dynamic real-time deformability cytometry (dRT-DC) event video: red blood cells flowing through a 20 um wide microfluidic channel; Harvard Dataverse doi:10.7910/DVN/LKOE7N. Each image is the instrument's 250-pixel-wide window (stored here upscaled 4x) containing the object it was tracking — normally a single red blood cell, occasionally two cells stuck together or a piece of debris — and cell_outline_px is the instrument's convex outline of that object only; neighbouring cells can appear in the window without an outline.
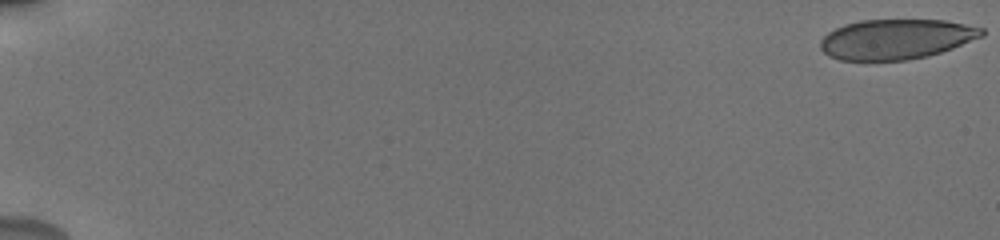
{"species": "human", "species_latin": "Homo sapiens", "temperature_condition": "cold", "stored_images_in_passage": 55, "camera_frame_rate_fps": 3000, "um_per_image_px": 0.085, "donor": {"sex": "male"}, "frame": {"image": 1, "passage_image": 1, "time_ms": 0.0, "image_size_px": [1000, 240], "cell_outline_px": [[984, 36], [952, 48], [928, 56], [908, 60], [840, 60], [828, 56], [820, 48], [820, 40], [828, 32], [844, 24], [860, 20], [944, 20], [984, 28]], "centroid_in_image_um": [76.16, 3.33], "position_along_channel_um": 8.8, "area_um2": 37.69}}
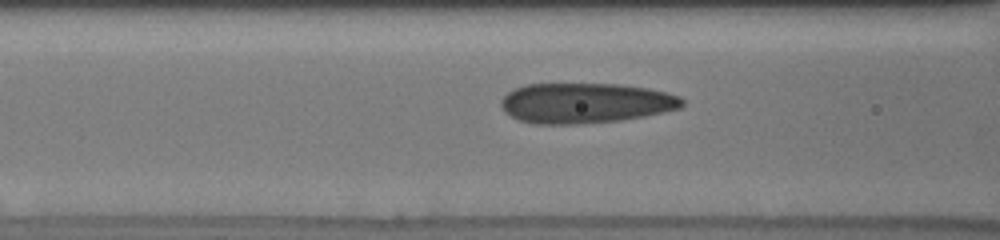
{"frame": {"image": 2, "passage_image": 25, "time_ms": 8.0, "image_size_px": [1000, 240], "cell_outline_px": [[684, 104], [680, 108], [664, 112], [644, 116], [620, 120], [580, 124], [532, 124], [520, 120], [504, 112], [500, 104], [500, 100], [512, 88], [528, 84], [620, 84], [648, 88], [680, 96], [684, 100]], "centroid_in_image_um": [49.74, 8.76], "position_along_channel_um": 116.9, "area_um2": 42.66}}
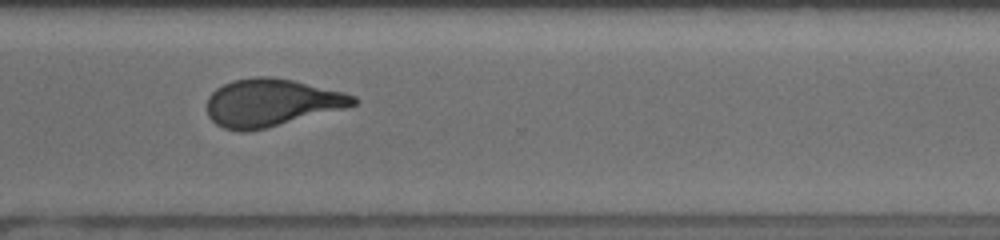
{"frame": {"image": 3, "passage_image": 43, "time_ms": 14.0, "image_size_px": [1000, 240], "cell_outline_px": [[360, 100], [356, 104], [344, 108], [264, 128], [244, 132], [240, 132], [224, 128], [216, 124], [208, 116], [208, 96], [216, 88], [232, 80], [252, 76], [268, 76], [292, 80], [344, 92], [356, 96]], "centroid_in_image_um": [23.04, 8.71], "position_along_channel_um": 347.6, "area_um2": 40.29}, "authors_computed_cell_mechanics": {"area_um2": 40.2866, "velocity_mm_per_s": 3.8492, "shape_relaxation_time_tau1_ms": 6.5566, "shape_relaxation_time_tau2_ms": 1.1628, "deformation_change_tau1": 0.1958, "deformation_change_tau2": 0.0902}}